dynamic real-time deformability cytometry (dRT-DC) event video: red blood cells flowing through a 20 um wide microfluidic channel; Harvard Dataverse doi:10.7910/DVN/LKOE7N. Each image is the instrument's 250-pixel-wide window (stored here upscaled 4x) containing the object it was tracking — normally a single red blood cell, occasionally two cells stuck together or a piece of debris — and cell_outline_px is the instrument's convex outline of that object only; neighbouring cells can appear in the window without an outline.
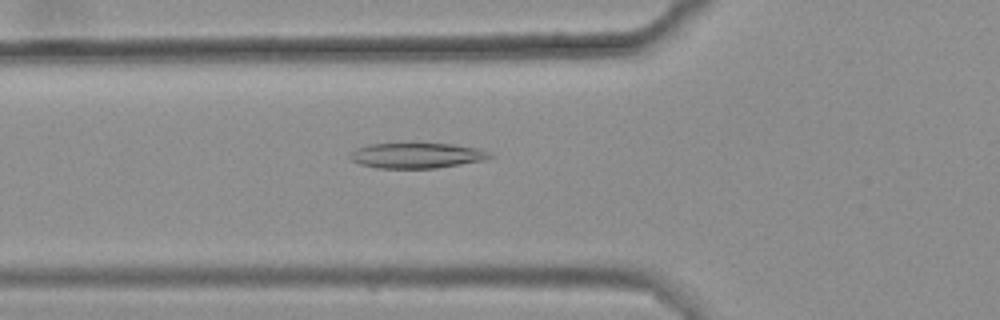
{"species": "common noctule bat (a hibernating species)", "species_latin": "Nyctalus noctula", "temperature_condition": "warm", "stored_images_in_passage": 50, "camera_frame_rate_fps": 3000, "um_per_image_px": 0.085, "animal": {"sex": "female", "body_mass_g": 25.1}, "frame": {"image": 1, "passage_image": 20, "time_ms": 6.333, "image_size_px": [1000, 320], "cell_outline_px": [[496, 156], [484, 160], [436, 168], [380, 168], [360, 164], [352, 160], [348, 156], [356, 148], [368, 144], [412, 140], [416, 140], [452, 144], [476, 148], [488, 152]], "centroid_in_image_um": [35.39, 13.16], "position_along_channel_um": 90.4, "area_um2": 21.68}}
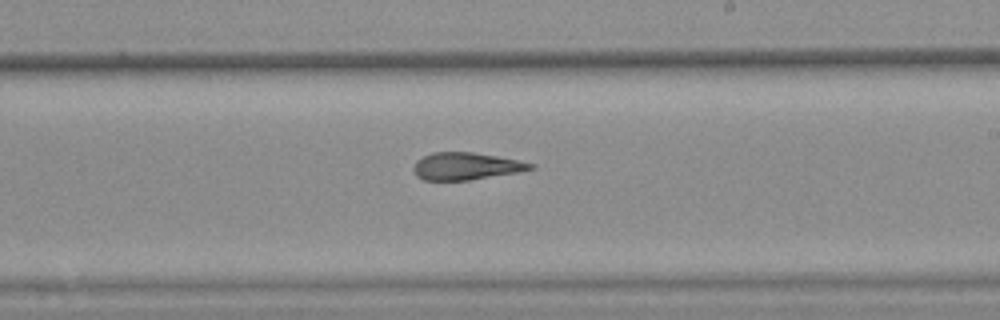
{"frame": {"image": 2, "passage_image": 33, "time_ms": 10.667, "image_size_px": [1000, 320], "cell_outline_px": [[536, 168], [516, 172], [468, 180], [424, 180], [416, 176], [412, 168], [416, 160], [432, 152], [472, 152], [496, 156], [536, 164]], "centroid_in_image_um": [39.57, 14.12], "position_along_channel_um": 249.4, "area_um2": 18.44}}
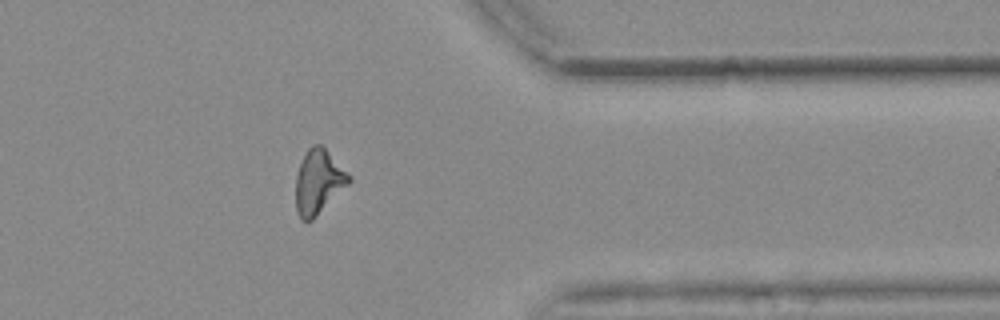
{"frame": {"image": 3, "passage_image": 45, "time_ms": 14.667, "image_size_px": [1000, 320], "cell_outline_px": [[352, 180], [312, 220], [300, 220], [296, 212], [296, 176], [300, 164], [308, 148], [312, 144], [320, 144], [352, 176]], "centroid_in_image_um": [27.06, 15.46], "position_along_channel_um": 384.3, "area_um2": 19.65}, "authors_computed_cell_mechanics": {"area_um2": 19.7387, "velocity_mm_per_s": 3.6741, "shape_relaxation_time_tau1_ms": null, "shape_relaxation_time_tau2_ms": 2.7015, "deformation_change_tau1": null, "deformation_change_tau2": 0.1203}}